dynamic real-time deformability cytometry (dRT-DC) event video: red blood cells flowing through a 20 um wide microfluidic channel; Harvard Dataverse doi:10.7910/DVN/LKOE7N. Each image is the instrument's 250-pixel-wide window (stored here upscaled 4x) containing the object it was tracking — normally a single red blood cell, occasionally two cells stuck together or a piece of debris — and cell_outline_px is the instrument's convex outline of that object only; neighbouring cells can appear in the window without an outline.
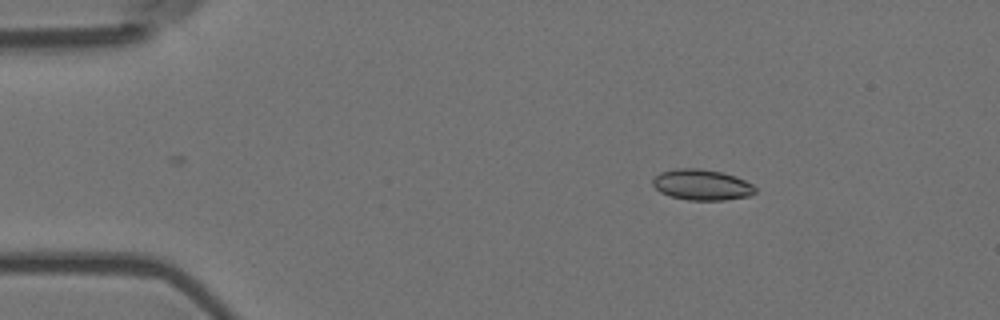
{"species": "Egyptian fruit bat (a non-hibernating species)", "species_latin": "Rousettus aegyptiacus", "temperature_condition": "room temperature", "stored_images_in_passage": 5, "camera_frame_rate_fps": 3000, "um_per_image_px": 0.085, "animal": {"sex": "female"}, "frame": {"image": 1, "passage_image": 2, "time_ms": 0.333, "image_size_px": [1000, 320], "cell_outline_px": [[756, 192], [748, 196], [724, 200], [688, 200], [672, 196], [660, 192], [652, 184], [652, 180], [660, 172], [676, 168], [700, 168], [720, 172], [736, 176], [752, 184], [756, 188]], "centroid_in_image_um": [59.65, 15.7], "position_along_channel_um": 25.3, "area_um2": 18.32}}
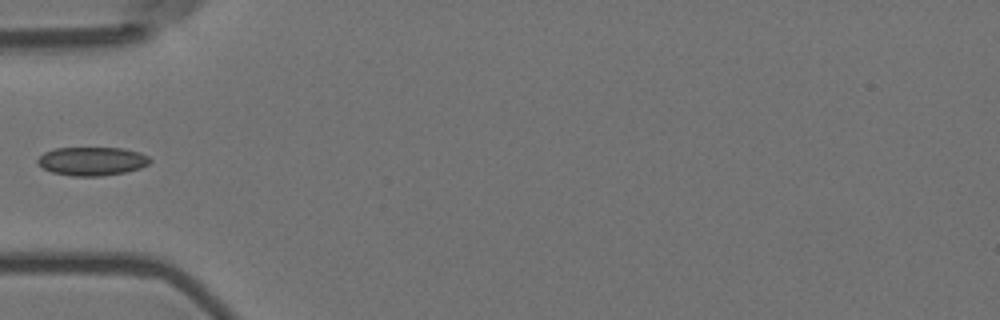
{"frame": {"image": 2, "passage_image": 5, "time_ms": 1.333, "image_size_px": [1000, 320], "cell_outline_px": [[152, 160], [148, 164], [140, 168], [124, 172], [100, 176], [72, 176], [52, 172], [44, 168], [36, 160], [44, 152], [56, 148], [124, 148], [140, 152], [148, 156]], "centroid_in_image_um": [7.84, 13.69], "position_along_channel_um": 77.2, "area_um2": 18.61}}